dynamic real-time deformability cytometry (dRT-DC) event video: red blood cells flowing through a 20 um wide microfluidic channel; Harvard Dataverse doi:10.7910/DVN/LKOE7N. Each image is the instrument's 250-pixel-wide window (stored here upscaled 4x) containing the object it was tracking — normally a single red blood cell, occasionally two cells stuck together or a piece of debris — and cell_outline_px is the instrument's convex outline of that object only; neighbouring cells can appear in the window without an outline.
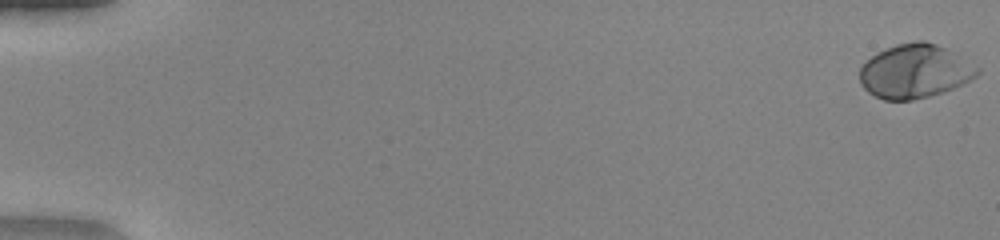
{"species": "human", "species_latin": "Homo sapiens", "temperature_condition": "warm", "stored_images_in_passage": 52, "camera_frame_rate_fps": 3000, "um_per_image_px": 0.085, "donor": {"sex": "female"}, "frame": {"image": 1, "passage_image": 1, "time_ms": 0.0, "image_size_px": [1000, 240], "cell_outline_px": [[980, 72], [976, 76], [964, 84], [944, 92], [912, 100], [884, 100], [868, 92], [860, 84], [860, 68], [876, 52], [896, 44], [916, 40], [924, 40], [936, 44], [944, 48], [980, 68]], "centroid_in_image_um": [77.75, 6.06], "position_along_channel_um": 7.3, "area_um2": 36.76}}
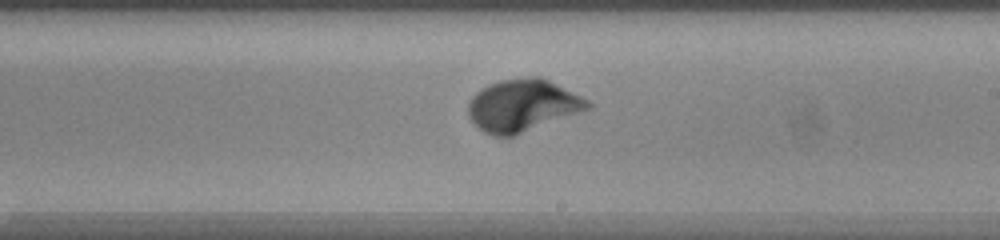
{"frame": {"image": 2, "passage_image": 32, "time_ms": 10.333, "image_size_px": [1000, 240], "cell_outline_px": [[592, 108], [516, 136], [492, 136], [484, 132], [468, 116], [468, 104], [472, 96], [480, 88], [500, 80], [528, 76], [536, 76], [548, 80], [588, 100], [592, 104]], "centroid_in_image_um": [44.42, 8.98], "position_along_channel_um": 244.6, "area_um2": 36.41}}
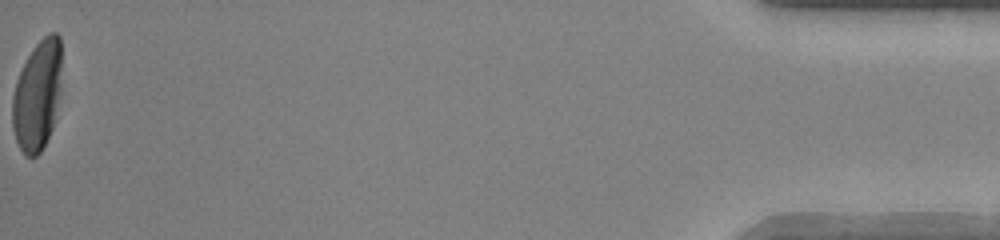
{"frame": {"image": 3, "passage_image": 52, "time_ms": 17.0, "image_size_px": [1000, 240], "cell_outline_px": [[60, 88], [52, 128], [40, 152], [36, 156], [24, 156], [16, 140], [12, 128], [12, 96], [16, 80], [32, 48], [48, 32], [56, 32], [60, 36]], "centroid_in_image_um": [3.15, 8.1], "position_along_channel_um": 432.1, "area_um2": 31.39}}